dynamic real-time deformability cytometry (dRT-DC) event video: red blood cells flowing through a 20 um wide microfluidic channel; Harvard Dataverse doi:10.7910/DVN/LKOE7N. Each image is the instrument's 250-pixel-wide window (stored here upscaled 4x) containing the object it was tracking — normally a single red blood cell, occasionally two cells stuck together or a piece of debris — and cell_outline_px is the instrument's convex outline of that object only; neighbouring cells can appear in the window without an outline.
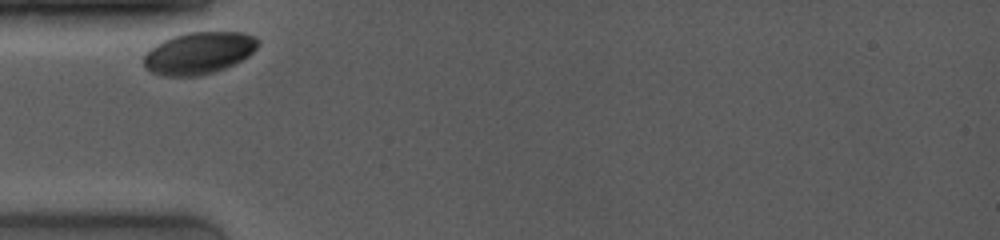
{"species": "common noctule bat (a hibernating species)", "species_latin": "Nyctalus noctula", "temperature_condition": "room temperature", "stored_images_in_passage": 12, "camera_frame_rate_fps": 4000, "um_per_image_px": 0.085, "animal": {"sex": "female", "body_mass_g": 19.0, "forearm_length_mm": 53.3}, "frame": {"image": 1, "passage_image": 1, "time_ms": 0.0, "image_size_px": [1000, 240], "cell_outline_px": [[260, 44], [248, 56], [224, 68], [200, 76], [164, 76], [152, 72], [144, 68], [124, 48], [188, 32], [244, 32], [256, 36], [260, 40]], "centroid_in_image_um": [16.49, 4.47], "position_along_channel_um": 68.5, "area_um2": 30.69}}
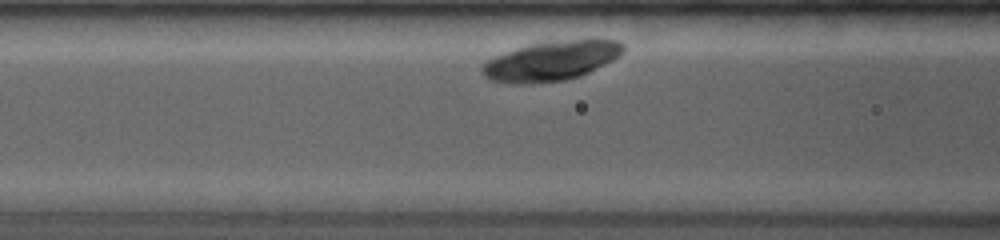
{"frame": {"image": 2, "passage_image": 7, "time_ms": 1.5, "image_size_px": [1000, 240], "cell_outline_px": [[624, 48], [620, 56], [580, 76], [564, 80], [528, 84], [508, 84], [488, 80], [480, 72], [480, 68], [488, 60], [496, 56], [516, 48], [528, 44], [548, 40], [592, 36], [596, 36], [616, 40], [624, 44]], "centroid_in_image_um": [46.89, 5.12], "position_along_channel_um": 119.7, "area_um2": 33.64}}